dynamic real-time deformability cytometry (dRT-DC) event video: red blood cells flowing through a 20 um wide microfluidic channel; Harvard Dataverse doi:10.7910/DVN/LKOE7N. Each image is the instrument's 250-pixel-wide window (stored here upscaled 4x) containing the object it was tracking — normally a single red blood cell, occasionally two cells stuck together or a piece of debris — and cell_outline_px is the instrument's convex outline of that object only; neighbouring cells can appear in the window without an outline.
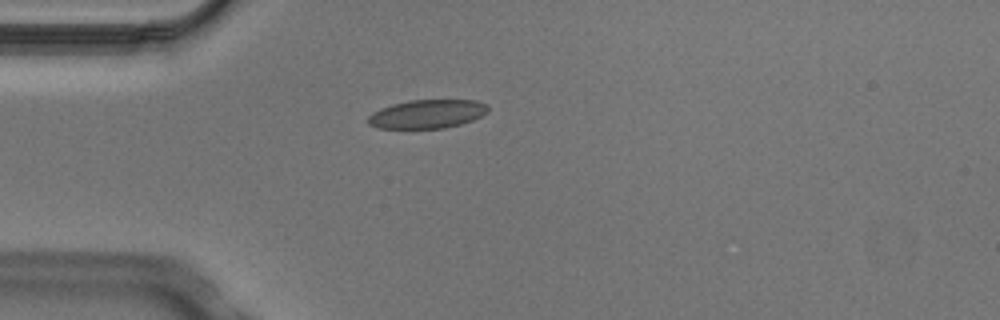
{"species": "Egyptian fruit bat (a non-hibernating species)", "species_latin": "Rousettus aegyptiacus", "temperature_condition": "cold", "stored_images_in_passage": 2, "camera_frame_rate_fps": 3000, "um_per_image_px": 0.085, "animal": {"sex": "male"}, "frame": {"image": 1, "passage_image": 1, "time_ms": 0.0, "image_size_px": [1000, 320], "cell_outline_px": [[488, 112], [472, 120], [460, 124], [444, 128], [380, 128], [368, 124], [368, 116], [372, 112], [380, 108], [392, 104], [408, 100], [476, 100], [488, 104]], "centroid_in_image_um": [36.31, 9.68], "position_along_channel_um": 48.7, "area_um2": 20.06}}